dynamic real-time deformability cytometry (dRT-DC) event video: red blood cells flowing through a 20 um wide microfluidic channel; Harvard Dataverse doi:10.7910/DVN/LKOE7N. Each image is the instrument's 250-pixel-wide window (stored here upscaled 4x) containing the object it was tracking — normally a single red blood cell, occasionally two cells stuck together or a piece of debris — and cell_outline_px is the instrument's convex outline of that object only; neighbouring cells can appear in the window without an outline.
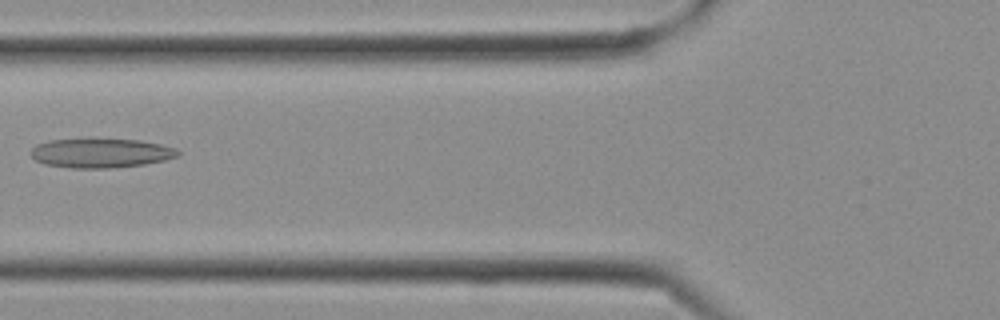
{"species": "Egyptian fruit bat (a non-hibernating species)", "species_latin": "Rousettus aegyptiacus", "temperature_condition": "cold", "stored_images_in_passage": 27, "camera_frame_rate_fps": 3000, "um_per_image_px": 0.085, "frame": {"image": 1, "passage_image": 11, "time_ms": 3.333, "image_size_px": [1000, 320], "cell_outline_px": [[180, 156], [164, 160], [144, 164], [112, 168], [72, 168], [44, 164], [36, 160], [32, 156], [32, 148], [36, 144], [48, 140], [88, 136], [140, 140], [160, 144], [176, 148], [180, 152]], "centroid_in_image_um": [8.56, 12.96], "position_along_channel_um": 117.2, "area_um2": 26.13}}
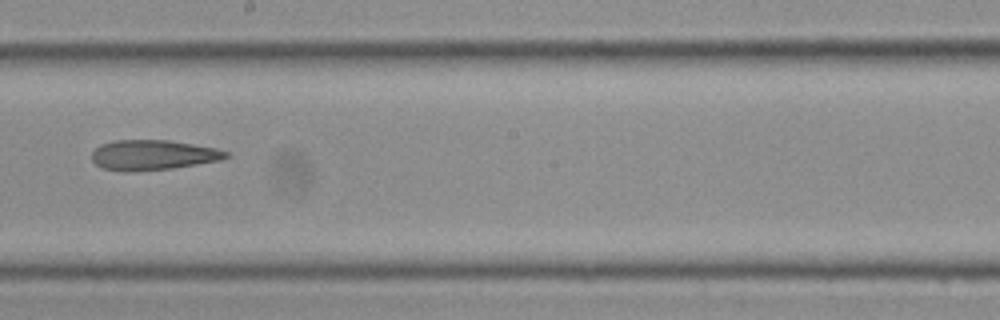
{"frame": {"image": 2, "passage_image": 16, "time_ms": 5.0, "image_size_px": [1000, 320], "cell_outline_px": [[228, 156], [220, 160], [172, 168], [128, 172], [124, 172], [100, 168], [92, 160], [92, 152], [100, 144], [112, 140], [168, 140], [216, 148], [228, 152]], "centroid_in_image_um": [12.94, 13.18], "position_along_channel_um": 235.3, "area_um2": 23.52}}
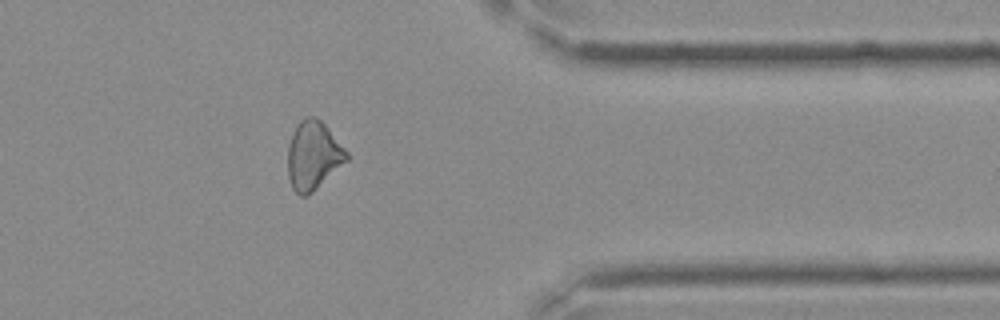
{"frame": {"image": 3, "passage_image": 23, "time_ms": 7.333, "image_size_px": [1000, 320], "cell_outline_px": [[348, 160], [308, 196], [300, 196], [292, 188], [288, 180], [288, 144], [292, 132], [296, 124], [300, 120], [308, 116], [316, 116], [328, 128], [348, 152]], "centroid_in_image_um": [26.61, 13.21], "position_along_channel_um": 384.8, "area_um2": 23.64}}